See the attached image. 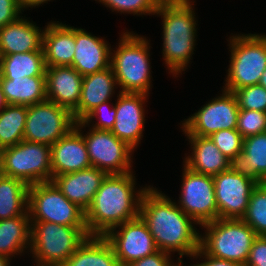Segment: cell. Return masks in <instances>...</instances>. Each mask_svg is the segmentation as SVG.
I'll list each match as a JSON object with an SVG mask.
<instances>
[{
  "mask_svg": "<svg viewBox=\"0 0 266 266\" xmlns=\"http://www.w3.org/2000/svg\"><path fill=\"white\" fill-rule=\"evenodd\" d=\"M139 216L149 228L158 250L169 254L178 252L177 261H182L184 255L192 259L198 251L200 233L194 226L198 224L162 191L147 186L141 197Z\"/></svg>",
  "mask_w": 266,
  "mask_h": 266,
  "instance_id": "cell-1",
  "label": "cell"
},
{
  "mask_svg": "<svg viewBox=\"0 0 266 266\" xmlns=\"http://www.w3.org/2000/svg\"><path fill=\"white\" fill-rule=\"evenodd\" d=\"M107 175L96 192L85 221L89 235L104 236L110 229L139 216L141 197L146 190H135V173Z\"/></svg>",
  "mask_w": 266,
  "mask_h": 266,
  "instance_id": "cell-2",
  "label": "cell"
},
{
  "mask_svg": "<svg viewBox=\"0 0 266 266\" xmlns=\"http://www.w3.org/2000/svg\"><path fill=\"white\" fill-rule=\"evenodd\" d=\"M194 2L193 0H162L155 13L161 16V19L163 18L162 56L173 77L188 69L195 51L198 28H196Z\"/></svg>",
  "mask_w": 266,
  "mask_h": 266,
  "instance_id": "cell-3",
  "label": "cell"
},
{
  "mask_svg": "<svg viewBox=\"0 0 266 266\" xmlns=\"http://www.w3.org/2000/svg\"><path fill=\"white\" fill-rule=\"evenodd\" d=\"M116 50H111L112 68L122 93L149 95L152 89L150 41L136 33L123 32ZM122 89V90H121Z\"/></svg>",
  "mask_w": 266,
  "mask_h": 266,
  "instance_id": "cell-4",
  "label": "cell"
},
{
  "mask_svg": "<svg viewBox=\"0 0 266 266\" xmlns=\"http://www.w3.org/2000/svg\"><path fill=\"white\" fill-rule=\"evenodd\" d=\"M29 252L36 266H62L90 236L87 226L30 221Z\"/></svg>",
  "mask_w": 266,
  "mask_h": 266,
  "instance_id": "cell-5",
  "label": "cell"
},
{
  "mask_svg": "<svg viewBox=\"0 0 266 266\" xmlns=\"http://www.w3.org/2000/svg\"><path fill=\"white\" fill-rule=\"evenodd\" d=\"M228 39L231 54L223 90L233 93L259 84L266 69V34H233Z\"/></svg>",
  "mask_w": 266,
  "mask_h": 266,
  "instance_id": "cell-6",
  "label": "cell"
},
{
  "mask_svg": "<svg viewBox=\"0 0 266 266\" xmlns=\"http://www.w3.org/2000/svg\"><path fill=\"white\" fill-rule=\"evenodd\" d=\"M200 249L207 255L246 264L257 234L242 219H216L202 226Z\"/></svg>",
  "mask_w": 266,
  "mask_h": 266,
  "instance_id": "cell-7",
  "label": "cell"
},
{
  "mask_svg": "<svg viewBox=\"0 0 266 266\" xmlns=\"http://www.w3.org/2000/svg\"><path fill=\"white\" fill-rule=\"evenodd\" d=\"M51 146L22 140L0 150V174L33 185L52 181Z\"/></svg>",
  "mask_w": 266,
  "mask_h": 266,
  "instance_id": "cell-8",
  "label": "cell"
},
{
  "mask_svg": "<svg viewBox=\"0 0 266 266\" xmlns=\"http://www.w3.org/2000/svg\"><path fill=\"white\" fill-rule=\"evenodd\" d=\"M28 212L30 221L86 226L85 211L69 201L52 181L29 186Z\"/></svg>",
  "mask_w": 266,
  "mask_h": 266,
  "instance_id": "cell-9",
  "label": "cell"
},
{
  "mask_svg": "<svg viewBox=\"0 0 266 266\" xmlns=\"http://www.w3.org/2000/svg\"><path fill=\"white\" fill-rule=\"evenodd\" d=\"M75 123L68 109L46 99L27 106L23 140L52 146L65 136Z\"/></svg>",
  "mask_w": 266,
  "mask_h": 266,
  "instance_id": "cell-10",
  "label": "cell"
},
{
  "mask_svg": "<svg viewBox=\"0 0 266 266\" xmlns=\"http://www.w3.org/2000/svg\"><path fill=\"white\" fill-rule=\"evenodd\" d=\"M178 207L199 226L218 219L212 176L193 172L184 165Z\"/></svg>",
  "mask_w": 266,
  "mask_h": 266,
  "instance_id": "cell-11",
  "label": "cell"
},
{
  "mask_svg": "<svg viewBox=\"0 0 266 266\" xmlns=\"http://www.w3.org/2000/svg\"><path fill=\"white\" fill-rule=\"evenodd\" d=\"M239 106L235 95L222 89V94L214 97L191 117L184 119L180 128L184 135L210 137L224 129H237Z\"/></svg>",
  "mask_w": 266,
  "mask_h": 266,
  "instance_id": "cell-12",
  "label": "cell"
},
{
  "mask_svg": "<svg viewBox=\"0 0 266 266\" xmlns=\"http://www.w3.org/2000/svg\"><path fill=\"white\" fill-rule=\"evenodd\" d=\"M87 133V134H86ZM85 140L90 164L107 175L132 172L134 149L111 131L89 128Z\"/></svg>",
  "mask_w": 266,
  "mask_h": 266,
  "instance_id": "cell-13",
  "label": "cell"
},
{
  "mask_svg": "<svg viewBox=\"0 0 266 266\" xmlns=\"http://www.w3.org/2000/svg\"><path fill=\"white\" fill-rule=\"evenodd\" d=\"M104 237L111 244L120 266H127L158 251L140 216L110 229Z\"/></svg>",
  "mask_w": 266,
  "mask_h": 266,
  "instance_id": "cell-14",
  "label": "cell"
},
{
  "mask_svg": "<svg viewBox=\"0 0 266 266\" xmlns=\"http://www.w3.org/2000/svg\"><path fill=\"white\" fill-rule=\"evenodd\" d=\"M213 180L218 219H242L257 183L231 170L213 176Z\"/></svg>",
  "mask_w": 266,
  "mask_h": 266,
  "instance_id": "cell-15",
  "label": "cell"
},
{
  "mask_svg": "<svg viewBox=\"0 0 266 266\" xmlns=\"http://www.w3.org/2000/svg\"><path fill=\"white\" fill-rule=\"evenodd\" d=\"M149 95L143 93L117 94L115 123L111 132L134 150L143 138L145 104Z\"/></svg>",
  "mask_w": 266,
  "mask_h": 266,
  "instance_id": "cell-16",
  "label": "cell"
},
{
  "mask_svg": "<svg viewBox=\"0 0 266 266\" xmlns=\"http://www.w3.org/2000/svg\"><path fill=\"white\" fill-rule=\"evenodd\" d=\"M82 129V120L77 121L65 136L51 146L52 179L91 167Z\"/></svg>",
  "mask_w": 266,
  "mask_h": 266,
  "instance_id": "cell-17",
  "label": "cell"
},
{
  "mask_svg": "<svg viewBox=\"0 0 266 266\" xmlns=\"http://www.w3.org/2000/svg\"><path fill=\"white\" fill-rule=\"evenodd\" d=\"M112 49L105 38L76 27L72 67L82 76L106 69L110 67Z\"/></svg>",
  "mask_w": 266,
  "mask_h": 266,
  "instance_id": "cell-18",
  "label": "cell"
},
{
  "mask_svg": "<svg viewBox=\"0 0 266 266\" xmlns=\"http://www.w3.org/2000/svg\"><path fill=\"white\" fill-rule=\"evenodd\" d=\"M107 174L96 167L55 176L52 182L72 203L86 211Z\"/></svg>",
  "mask_w": 266,
  "mask_h": 266,
  "instance_id": "cell-19",
  "label": "cell"
},
{
  "mask_svg": "<svg viewBox=\"0 0 266 266\" xmlns=\"http://www.w3.org/2000/svg\"><path fill=\"white\" fill-rule=\"evenodd\" d=\"M47 100L68 109L77 108L82 90L83 76L72 66L46 67Z\"/></svg>",
  "mask_w": 266,
  "mask_h": 266,
  "instance_id": "cell-20",
  "label": "cell"
},
{
  "mask_svg": "<svg viewBox=\"0 0 266 266\" xmlns=\"http://www.w3.org/2000/svg\"><path fill=\"white\" fill-rule=\"evenodd\" d=\"M42 50L46 67L72 66L75 27L51 20L44 28Z\"/></svg>",
  "mask_w": 266,
  "mask_h": 266,
  "instance_id": "cell-21",
  "label": "cell"
},
{
  "mask_svg": "<svg viewBox=\"0 0 266 266\" xmlns=\"http://www.w3.org/2000/svg\"><path fill=\"white\" fill-rule=\"evenodd\" d=\"M117 86L111 67L83 76L80 101L72 112L74 120L81 121L96 106L112 101Z\"/></svg>",
  "mask_w": 266,
  "mask_h": 266,
  "instance_id": "cell-22",
  "label": "cell"
},
{
  "mask_svg": "<svg viewBox=\"0 0 266 266\" xmlns=\"http://www.w3.org/2000/svg\"><path fill=\"white\" fill-rule=\"evenodd\" d=\"M20 16L0 29V55L42 50L44 29Z\"/></svg>",
  "mask_w": 266,
  "mask_h": 266,
  "instance_id": "cell-23",
  "label": "cell"
},
{
  "mask_svg": "<svg viewBox=\"0 0 266 266\" xmlns=\"http://www.w3.org/2000/svg\"><path fill=\"white\" fill-rule=\"evenodd\" d=\"M229 170L257 184L266 182V132L244 139L242 152L229 160Z\"/></svg>",
  "mask_w": 266,
  "mask_h": 266,
  "instance_id": "cell-24",
  "label": "cell"
},
{
  "mask_svg": "<svg viewBox=\"0 0 266 266\" xmlns=\"http://www.w3.org/2000/svg\"><path fill=\"white\" fill-rule=\"evenodd\" d=\"M185 136L189 139L192 153L185 156L183 165L193 172L212 177L229 170V159L221 153L210 137Z\"/></svg>",
  "mask_w": 266,
  "mask_h": 266,
  "instance_id": "cell-25",
  "label": "cell"
},
{
  "mask_svg": "<svg viewBox=\"0 0 266 266\" xmlns=\"http://www.w3.org/2000/svg\"><path fill=\"white\" fill-rule=\"evenodd\" d=\"M0 84L11 105L30 106L47 99L45 76L0 78Z\"/></svg>",
  "mask_w": 266,
  "mask_h": 266,
  "instance_id": "cell-26",
  "label": "cell"
},
{
  "mask_svg": "<svg viewBox=\"0 0 266 266\" xmlns=\"http://www.w3.org/2000/svg\"><path fill=\"white\" fill-rule=\"evenodd\" d=\"M31 222L29 212L0 220V254L7 257L21 255L30 248Z\"/></svg>",
  "mask_w": 266,
  "mask_h": 266,
  "instance_id": "cell-27",
  "label": "cell"
},
{
  "mask_svg": "<svg viewBox=\"0 0 266 266\" xmlns=\"http://www.w3.org/2000/svg\"><path fill=\"white\" fill-rule=\"evenodd\" d=\"M62 266H120L104 236L90 235Z\"/></svg>",
  "mask_w": 266,
  "mask_h": 266,
  "instance_id": "cell-28",
  "label": "cell"
},
{
  "mask_svg": "<svg viewBox=\"0 0 266 266\" xmlns=\"http://www.w3.org/2000/svg\"><path fill=\"white\" fill-rule=\"evenodd\" d=\"M43 51L0 55V78L45 76Z\"/></svg>",
  "mask_w": 266,
  "mask_h": 266,
  "instance_id": "cell-29",
  "label": "cell"
},
{
  "mask_svg": "<svg viewBox=\"0 0 266 266\" xmlns=\"http://www.w3.org/2000/svg\"><path fill=\"white\" fill-rule=\"evenodd\" d=\"M28 189L25 182L0 174V220L28 212Z\"/></svg>",
  "mask_w": 266,
  "mask_h": 266,
  "instance_id": "cell-30",
  "label": "cell"
},
{
  "mask_svg": "<svg viewBox=\"0 0 266 266\" xmlns=\"http://www.w3.org/2000/svg\"><path fill=\"white\" fill-rule=\"evenodd\" d=\"M27 106L8 104L0 111V150L24 139Z\"/></svg>",
  "mask_w": 266,
  "mask_h": 266,
  "instance_id": "cell-31",
  "label": "cell"
},
{
  "mask_svg": "<svg viewBox=\"0 0 266 266\" xmlns=\"http://www.w3.org/2000/svg\"><path fill=\"white\" fill-rule=\"evenodd\" d=\"M242 220L258 236H266V182L253 188Z\"/></svg>",
  "mask_w": 266,
  "mask_h": 266,
  "instance_id": "cell-32",
  "label": "cell"
},
{
  "mask_svg": "<svg viewBox=\"0 0 266 266\" xmlns=\"http://www.w3.org/2000/svg\"><path fill=\"white\" fill-rule=\"evenodd\" d=\"M110 8L112 12L141 15H155L162 0H95Z\"/></svg>",
  "mask_w": 266,
  "mask_h": 266,
  "instance_id": "cell-33",
  "label": "cell"
},
{
  "mask_svg": "<svg viewBox=\"0 0 266 266\" xmlns=\"http://www.w3.org/2000/svg\"><path fill=\"white\" fill-rule=\"evenodd\" d=\"M233 94L239 109L266 112V89L259 85H251L236 89Z\"/></svg>",
  "mask_w": 266,
  "mask_h": 266,
  "instance_id": "cell-34",
  "label": "cell"
},
{
  "mask_svg": "<svg viewBox=\"0 0 266 266\" xmlns=\"http://www.w3.org/2000/svg\"><path fill=\"white\" fill-rule=\"evenodd\" d=\"M237 130L244 139L266 132V112L240 109Z\"/></svg>",
  "mask_w": 266,
  "mask_h": 266,
  "instance_id": "cell-35",
  "label": "cell"
},
{
  "mask_svg": "<svg viewBox=\"0 0 266 266\" xmlns=\"http://www.w3.org/2000/svg\"><path fill=\"white\" fill-rule=\"evenodd\" d=\"M221 153L229 160L242 152L244 138L237 129H224L210 136Z\"/></svg>",
  "mask_w": 266,
  "mask_h": 266,
  "instance_id": "cell-36",
  "label": "cell"
},
{
  "mask_svg": "<svg viewBox=\"0 0 266 266\" xmlns=\"http://www.w3.org/2000/svg\"><path fill=\"white\" fill-rule=\"evenodd\" d=\"M110 101L104 102L95 108H93L83 119H82V127H90L97 130H107L111 131L114 123H115V116H116V107L114 103H112L111 107L109 105ZM106 114L104 111H106ZM105 115V116H103ZM98 119V121H93ZM92 122V123H91ZM95 122V124L93 123ZM92 124V125H90ZM90 125V126H89Z\"/></svg>",
  "mask_w": 266,
  "mask_h": 266,
  "instance_id": "cell-37",
  "label": "cell"
},
{
  "mask_svg": "<svg viewBox=\"0 0 266 266\" xmlns=\"http://www.w3.org/2000/svg\"><path fill=\"white\" fill-rule=\"evenodd\" d=\"M21 14L19 0H0V29L17 20Z\"/></svg>",
  "mask_w": 266,
  "mask_h": 266,
  "instance_id": "cell-38",
  "label": "cell"
},
{
  "mask_svg": "<svg viewBox=\"0 0 266 266\" xmlns=\"http://www.w3.org/2000/svg\"><path fill=\"white\" fill-rule=\"evenodd\" d=\"M245 266H266V236H257Z\"/></svg>",
  "mask_w": 266,
  "mask_h": 266,
  "instance_id": "cell-39",
  "label": "cell"
},
{
  "mask_svg": "<svg viewBox=\"0 0 266 266\" xmlns=\"http://www.w3.org/2000/svg\"><path fill=\"white\" fill-rule=\"evenodd\" d=\"M172 254L158 250L140 260L134 261L127 266H175L177 263L171 259Z\"/></svg>",
  "mask_w": 266,
  "mask_h": 266,
  "instance_id": "cell-40",
  "label": "cell"
},
{
  "mask_svg": "<svg viewBox=\"0 0 266 266\" xmlns=\"http://www.w3.org/2000/svg\"><path fill=\"white\" fill-rule=\"evenodd\" d=\"M193 259H198L201 260L200 258L204 259L202 260L203 262L201 263H196L191 266H245L241 263L234 262V261H229V260H224V259H218L212 256H209L205 254L200 248L198 251L192 256Z\"/></svg>",
  "mask_w": 266,
  "mask_h": 266,
  "instance_id": "cell-41",
  "label": "cell"
},
{
  "mask_svg": "<svg viewBox=\"0 0 266 266\" xmlns=\"http://www.w3.org/2000/svg\"><path fill=\"white\" fill-rule=\"evenodd\" d=\"M51 0H19L20 8L22 12H24L25 9H29V7L32 9L33 7H39L41 4L48 3Z\"/></svg>",
  "mask_w": 266,
  "mask_h": 266,
  "instance_id": "cell-42",
  "label": "cell"
},
{
  "mask_svg": "<svg viewBox=\"0 0 266 266\" xmlns=\"http://www.w3.org/2000/svg\"><path fill=\"white\" fill-rule=\"evenodd\" d=\"M8 105L4 92L0 84V111L3 110Z\"/></svg>",
  "mask_w": 266,
  "mask_h": 266,
  "instance_id": "cell-43",
  "label": "cell"
},
{
  "mask_svg": "<svg viewBox=\"0 0 266 266\" xmlns=\"http://www.w3.org/2000/svg\"><path fill=\"white\" fill-rule=\"evenodd\" d=\"M11 259L10 257H7L3 254H0V266H11Z\"/></svg>",
  "mask_w": 266,
  "mask_h": 266,
  "instance_id": "cell-44",
  "label": "cell"
},
{
  "mask_svg": "<svg viewBox=\"0 0 266 266\" xmlns=\"http://www.w3.org/2000/svg\"><path fill=\"white\" fill-rule=\"evenodd\" d=\"M259 85L263 86L266 89V69L264 70L260 78Z\"/></svg>",
  "mask_w": 266,
  "mask_h": 266,
  "instance_id": "cell-45",
  "label": "cell"
},
{
  "mask_svg": "<svg viewBox=\"0 0 266 266\" xmlns=\"http://www.w3.org/2000/svg\"><path fill=\"white\" fill-rule=\"evenodd\" d=\"M175 266H186V265L183 264V261H178V263Z\"/></svg>",
  "mask_w": 266,
  "mask_h": 266,
  "instance_id": "cell-46",
  "label": "cell"
}]
</instances>
